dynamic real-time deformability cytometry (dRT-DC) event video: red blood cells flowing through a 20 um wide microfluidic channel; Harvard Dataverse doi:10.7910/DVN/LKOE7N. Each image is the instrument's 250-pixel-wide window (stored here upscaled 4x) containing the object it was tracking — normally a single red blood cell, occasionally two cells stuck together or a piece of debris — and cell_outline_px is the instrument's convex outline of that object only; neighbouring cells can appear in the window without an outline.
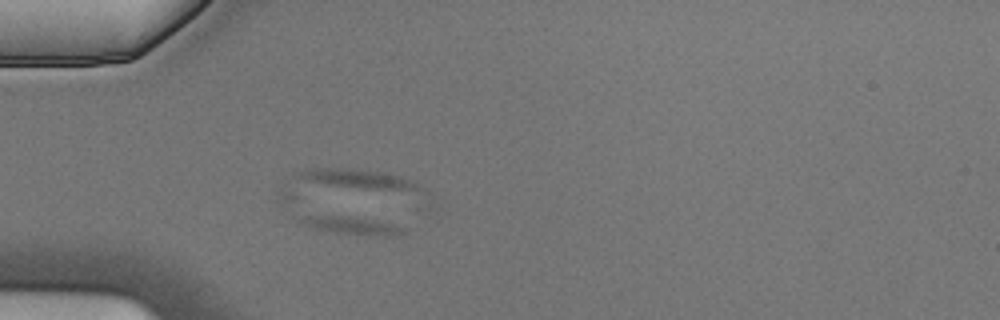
{"species": "Egyptian fruit bat (a non-hibernating species)", "species_latin": "Rousettus aegyptiacus", "temperature_condition": "cold", "stored_images_in_passage": 2, "camera_frame_rate_fps": 3000, "um_per_image_px": 0.085, "animal": {"sex": "male"}, "frame": {"image": 1, "passage_image": 2, "time_ms": 0.333, "image_size_px": [1000, 320], "cell_outline_px": [[404, 232], [400, 236], [364, 236], [328, 232], [308, 228], [300, 224], [300, 220], [308, 216], [348, 216], [372, 220], [392, 224], [400, 228]], "centroid_in_image_um": [29.84, 19.21], "position_along_channel_um": 55.2, "area_um2": 10.69}}